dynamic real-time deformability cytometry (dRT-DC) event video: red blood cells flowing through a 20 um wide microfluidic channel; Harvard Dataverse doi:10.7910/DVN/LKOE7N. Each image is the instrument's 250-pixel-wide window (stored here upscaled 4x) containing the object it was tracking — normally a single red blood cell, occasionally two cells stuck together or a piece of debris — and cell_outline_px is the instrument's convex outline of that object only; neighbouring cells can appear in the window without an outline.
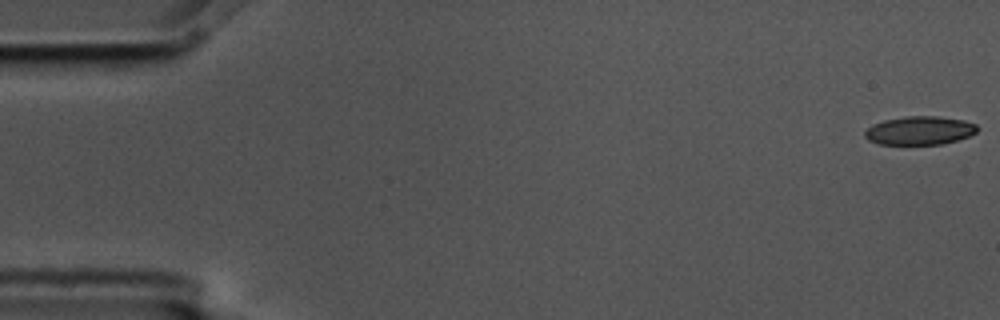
{"species": "common noctule bat (a hibernating species)", "species_latin": "Nyctalus noctula", "temperature_condition": "cold", "stored_images_in_passage": 5, "camera_frame_rate_fps": 3000, "um_per_image_px": 0.085, "animal": {"sex": "male", "body_mass_g": 17.5, "forearm_length_mm": 52.3}, "frame": {"image": 1, "passage_image": 1, "time_ms": 0.0, "image_size_px": [1000, 320], "cell_outline_px": [[980, 128], [976, 132], [968, 136], [956, 140], [940, 144], [880, 144], [868, 140], [864, 136], [864, 132], [872, 124], [884, 120], [904, 116], [936, 116], [964, 120], [976, 124]], "centroid_in_image_um": [78.16, 11.08], "position_along_channel_um": 6.8, "area_um2": 18.67}}
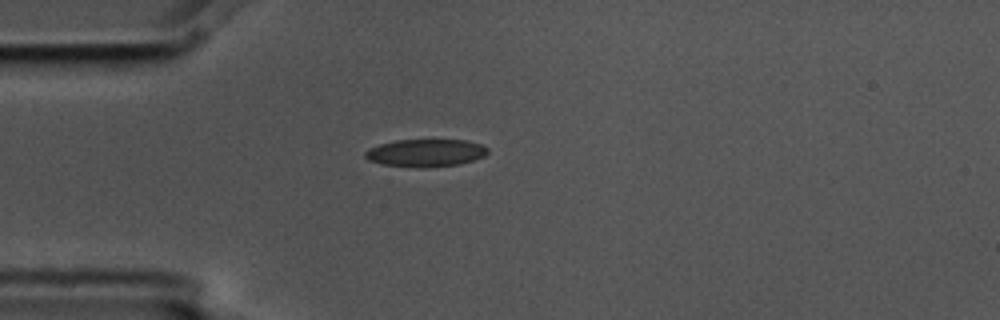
{"frame": {"image": 2, "passage_image": 5, "time_ms": 1.333, "image_size_px": [1000, 320], "cell_outline_px": [[488, 152], [484, 156], [460, 164], [424, 168], [380, 164], [368, 160], [364, 156], [364, 152], [368, 148], [380, 144], [396, 140], [464, 140], [480, 144], [488, 148]], "centroid_in_image_um": [36.15, 13.0], "position_along_channel_um": 48.9, "area_um2": 19.71}}